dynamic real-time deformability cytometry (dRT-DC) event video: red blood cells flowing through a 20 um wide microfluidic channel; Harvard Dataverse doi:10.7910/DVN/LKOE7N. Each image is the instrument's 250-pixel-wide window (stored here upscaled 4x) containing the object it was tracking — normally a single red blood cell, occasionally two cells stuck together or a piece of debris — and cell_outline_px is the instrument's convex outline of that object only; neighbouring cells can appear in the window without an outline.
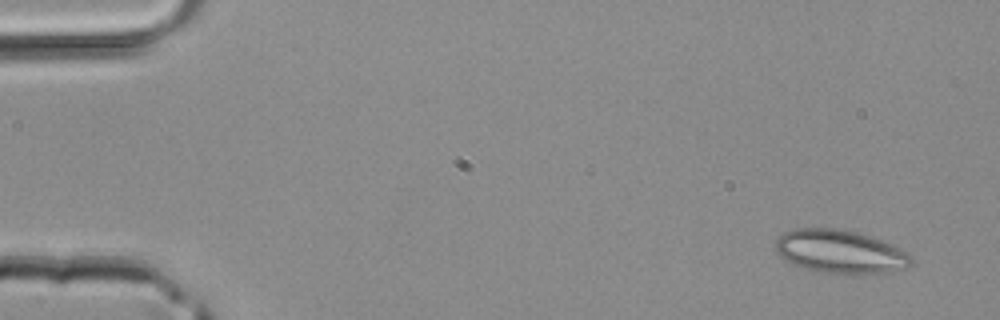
{"species": "common noctule bat (a hibernating species)", "species_latin": "Nyctalus noctula", "temperature_condition": "room temperature", "stored_images_in_passage": 43, "camera_frame_rate_fps": 3000, "um_per_image_px": 0.085, "animal": {"sex": "male", "body_mass_g": 20.4}, "frame": {"image": 1, "passage_image": 2, "time_ms": 0.333, "image_size_px": [1000, 320], "cell_outline_px": [[916, 264], [904, 268], [888, 272], [864, 276], [848, 276], [804, 268], [792, 264], [784, 260], [776, 252], [776, 240], [784, 232], [792, 228], [832, 228], [856, 232], [880, 240], [900, 248], [908, 252], [912, 256]], "centroid_in_image_um": [71.45, 21.43], "position_along_channel_um": 13.5, "area_um2": 34.97}}
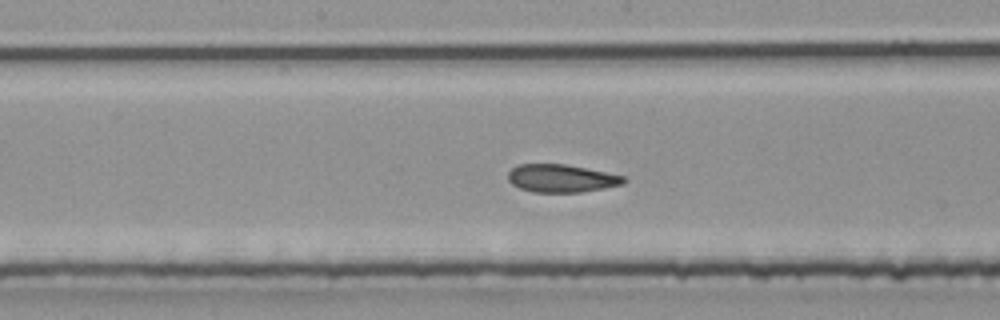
{"frame": {"image": 2, "passage_image": 22, "time_ms": 7.0, "image_size_px": [1000, 320], "cell_outline_px": [[628, 180], [624, 184], [604, 188], [580, 192], [532, 192], [520, 188], [512, 184], [508, 180], [508, 172], [512, 168], [520, 164], [564, 164], [624, 176]], "centroid_in_image_um": [47.71, 15.16], "position_along_channel_um": 200.5, "area_um2": 18.67}}
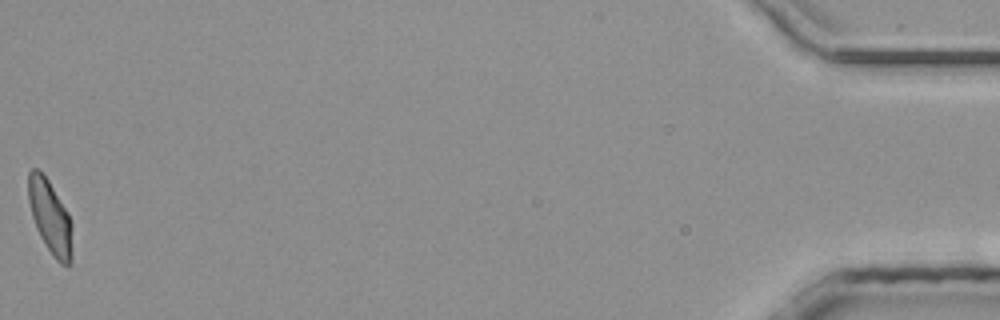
{"frame": {"image": 3, "passage_image": 43, "time_ms": 14.0, "image_size_px": [1000, 320], "cell_outline_px": [[72, 256], [68, 268], [60, 264], [56, 260], [40, 236], [36, 228], [32, 216], [28, 200], [28, 172], [32, 168], [40, 168], [48, 180], [68, 212], [72, 224]], "centroid_in_image_um": [4.27, 18.44], "position_along_channel_um": 430.9, "area_um2": 19.02}}